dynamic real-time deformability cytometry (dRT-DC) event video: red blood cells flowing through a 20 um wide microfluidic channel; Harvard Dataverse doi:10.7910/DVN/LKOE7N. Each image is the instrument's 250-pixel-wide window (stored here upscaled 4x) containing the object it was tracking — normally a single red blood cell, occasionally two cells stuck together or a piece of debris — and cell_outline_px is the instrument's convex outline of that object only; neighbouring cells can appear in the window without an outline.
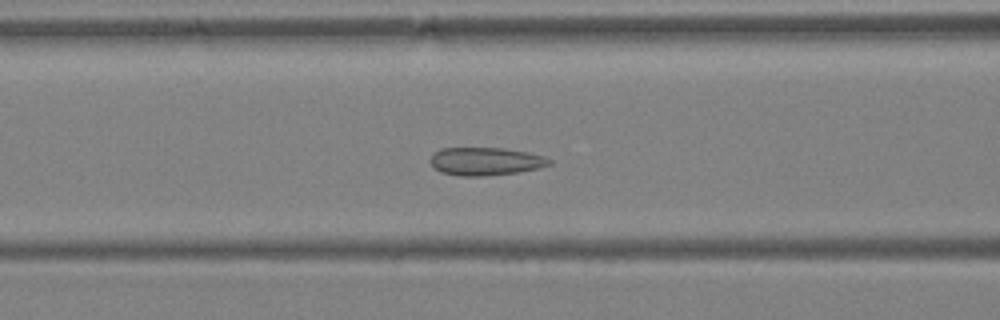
{"species": "Egyptian fruit bat (a non-hibernating species)", "species_latin": "Rousettus aegyptiacus", "temperature_condition": "warm", "stored_images_in_passage": 41, "camera_frame_rate_fps": 3000, "um_per_image_px": 0.085, "animal": {"sex": "female"}, "frame": {"image": 1, "passage_image": 17, "time_ms": 5.333, "image_size_px": [1000, 320], "cell_outline_px": [[552, 164], [540, 168], [520, 172], [484, 176], [460, 176], [440, 172], [428, 160], [440, 148], [504, 148], [528, 152], [544, 156], [552, 160]], "centroid_in_image_um": [41.31, 13.72], "position_along_channel_um": 125.3, "area_um2": 19.54}}
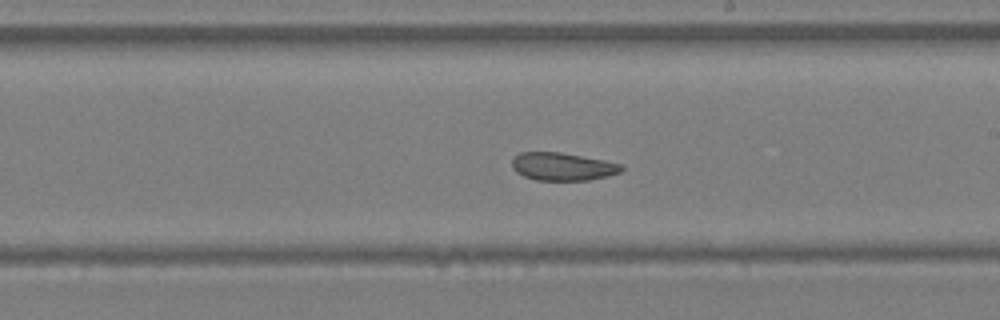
{"frame": {"image": 2, "passage_image": 24, "time_ms": 7.667, "image_size_px": [1000, 320], "cell_outline_px": [[624, 168], [620, 172], [608, 176], [588, 180], [536, 180], [524, 176], [516, 172], [512, 168], [512, 156], [520, 152], [560, 152], [604, 160], [624, 164]], "centroid_in_image_um": [47.81, 14.15], "position_along_channel_um": 241.2, "area_um2": 17.92}}
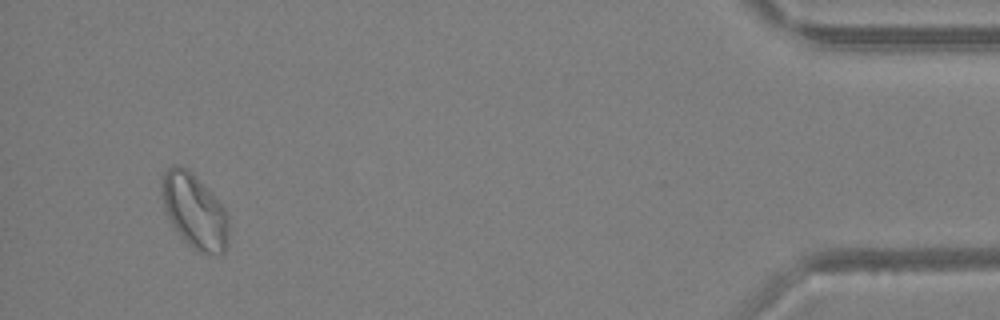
{"frame": {"image": 3, "passage_image": 39, "time_ms": 12.667, "image_size_px": [1000, 320], "cell_outline_px": [[228, 244], [224, 252], [200, 252], [188, 244], [180, 236], [172, 224], [164, 208], [160, 192], [160, 176], [172, 164], [176, 164], [188, 168], [192, 172], [224, 208], [228, 216]], "centroid_in_image_um": [16.48, 17.88], "position_along_channel_um": 418.7, "area_um2": 28.96}}